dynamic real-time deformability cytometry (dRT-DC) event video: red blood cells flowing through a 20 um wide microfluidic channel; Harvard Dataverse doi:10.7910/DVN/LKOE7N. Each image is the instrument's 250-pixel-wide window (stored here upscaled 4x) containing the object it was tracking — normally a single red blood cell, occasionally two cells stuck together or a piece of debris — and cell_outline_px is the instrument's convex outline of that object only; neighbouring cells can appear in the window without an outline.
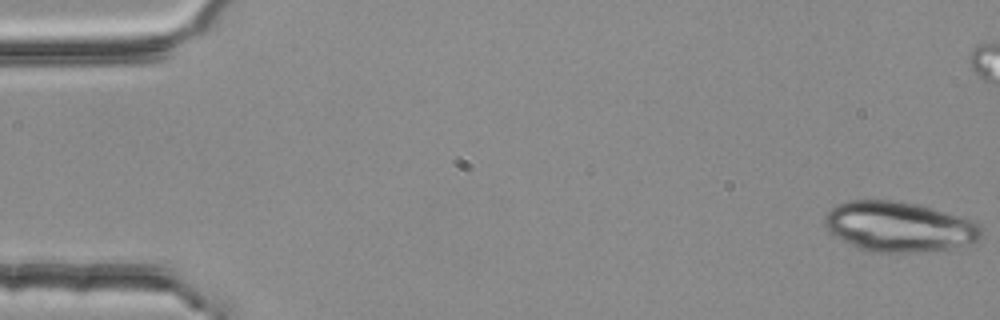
{"species": "common noctule bat (a hibernating species)", "species_latin": "Nyctalus noctula", "temperature_condition": "room temperature", "stored_images_in_passage": 5, "camera_frame_rate_fps": 3000, "um_per_image_px": 0.085, "animal": {"sex": "female", "body_mass_g": 25.1}, "frame": {"image": 1, "passage_image": 1, "time_ms": 0.0, "image_size_px": [1000, 320], "cell_outline_px": [[984, 236], [980, 240], [972, 244], [952, 248], [920, 252], [872, 252], [860, 248], [828, 232], [824, 224], [824, 216], [836, 204], [848, 200], [892, 200], [916, 204], [932, 208], [960, 216], [972, 220], [980, 228]], "centroid_in_image_um": [76.43, 19.27], "position_along_channel_um": 8.6, "area_um2": 45.78}}